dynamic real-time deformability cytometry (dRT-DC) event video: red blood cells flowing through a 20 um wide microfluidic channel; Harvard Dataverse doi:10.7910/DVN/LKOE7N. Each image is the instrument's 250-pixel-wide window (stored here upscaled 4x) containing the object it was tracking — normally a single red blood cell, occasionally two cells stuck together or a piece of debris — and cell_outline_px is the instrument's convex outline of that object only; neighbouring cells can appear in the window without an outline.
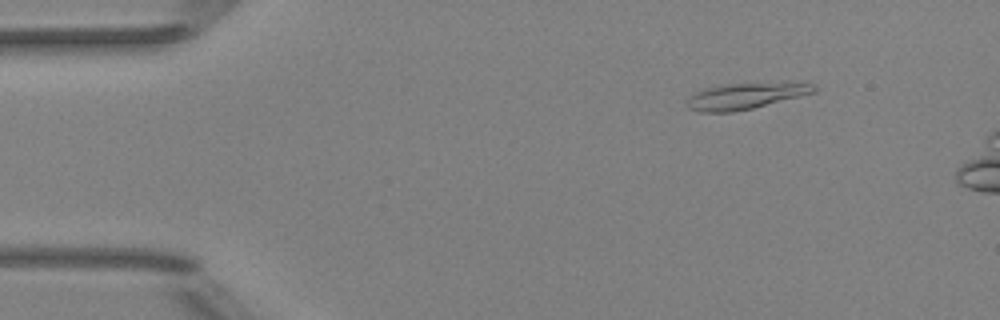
{"species": "Egyptian fruit bat (a non-hibernating species)", "species_latin": "Rousettus aegyptiacus", "temperature_condition": "room temperature", "stored_images_in_passage": 9, "camera_frame_rate_fps": 3000, "um_per_image_px": 0.085, "animal": {"sex": "female"}, "frame": {"image": 1, "passage_image": 2, "time_ms": 0.333, "image_size_px": [1000, 320], "cell_outline_px": [[816, 92], [752, 108], [732, 112], [700, 112], [688, 108], [684, 104], [688, 96], [704, 88], [724, 84], [784, 80], [812, 84], [816, 88]], "centroid_in_image_um": [63.38, 8.12], "position_along_channel_um": 21.6, "area_um2": 20.06}}